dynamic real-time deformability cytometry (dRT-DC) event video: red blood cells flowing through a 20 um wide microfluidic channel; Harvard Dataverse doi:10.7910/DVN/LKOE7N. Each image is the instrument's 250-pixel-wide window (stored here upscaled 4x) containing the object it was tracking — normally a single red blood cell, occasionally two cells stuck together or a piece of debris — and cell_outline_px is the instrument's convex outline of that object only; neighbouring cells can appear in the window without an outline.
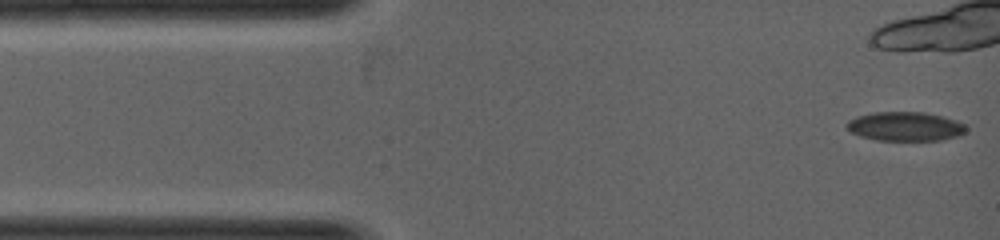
{"species": "common noctule bat (a hibernating species)", "species_latin": "Nyctalus noctula", "temperature_condition": "warm", "stored_images_in_passage": 6, "camera_frame_rate_fps": 5000, "um_per_image_px": 0.085, "animal": {"sex": "female", "body_mass_g": 19.0, "forearm_length_mm": 53.3}, "frame": {"image": 1, "passage_image": 1, "time_ms": 0.0, "image_size_px": [1000, 240], "cell_outline_px": [[968, 128], [964, 132], [956, 136], [940, 140], [876, 140], [860, 136], [844, 128], [844, 124], [848, 120], [856, 116], [872, 112], [924, 112], [956, 120], [964, 124]], "centroid_in_image_um": [76.88, 10.74], "position_along_channel_um": 8.1, "area_um2": 20.29}}